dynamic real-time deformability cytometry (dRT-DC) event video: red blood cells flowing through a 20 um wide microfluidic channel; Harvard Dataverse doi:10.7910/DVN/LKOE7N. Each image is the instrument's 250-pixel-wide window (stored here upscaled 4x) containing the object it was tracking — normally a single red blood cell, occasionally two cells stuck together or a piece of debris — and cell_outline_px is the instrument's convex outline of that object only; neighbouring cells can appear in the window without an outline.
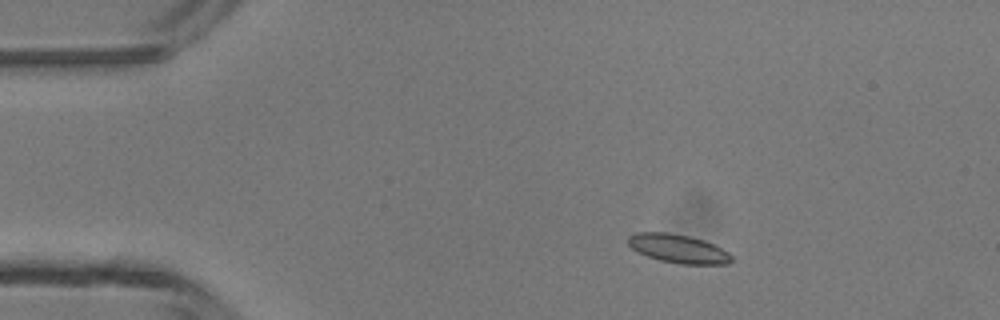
{"species": "common noctule bat (a hibernating species)", "species_latin": "Nyctalus noctula", "temperature_condition": "room temperature", "stored_images_in_passage": 5, "camera_frame_rate_fps": 3000, "um_per_image_px": 0.085, "animal": {"sex": "male", "body_mass_g": 13.3}, "frame": {"image": 1, "passage_image": 2, "time_ms": 1.333, "image_size_px": [1000, 320], "cell_outline_px": [[732, 260], [728, 264], [680, 264], [660, 260], [648, 256], [632, 248], [628, 244], [628, 236], [636, 232], [668, 232], [688, 236], [704, 240], [728, 252], [732, 256]], "centroid_in_image_um": [57.64, 21.13], "position_along_channel_um": 27.4, "area_um2": 17.11}}
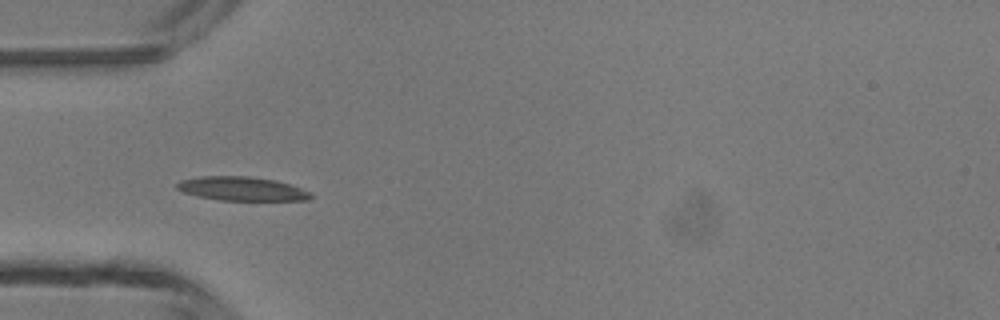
{"frame": {"image": 2, "passage_image": 4, "time_ms": 3.667, "image_size_px": [1000, 320], "cell_outline_px": [[312, 196], [308, 200], [220, 200], [200, 196], [184, 192], [176, 188], [176, 184], [180, 180], [200, 176], [248, 176], [276, 180], [312, 192]], "centroid_in_image_um": [20.56, 16.03], "position_along_channel_um": 64.4, "area_um2": 18.5}}
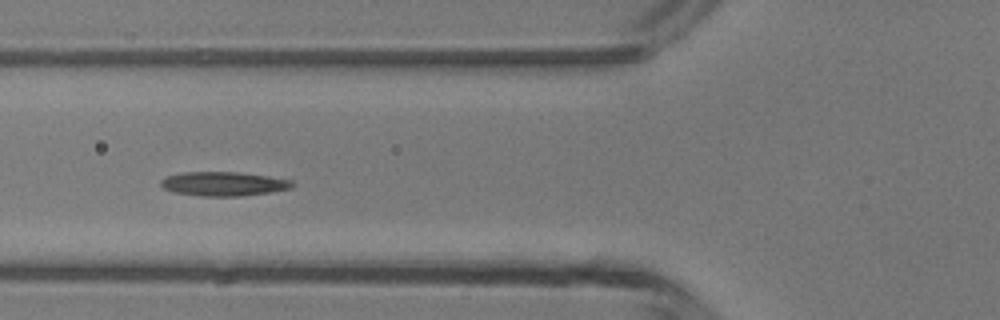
{"frame": {"image": 3, "passage_image": 5, "time_ms": 4.667, "image_size_px": [1000, 320], "cell_outline_px": [[292, 188], [268, 192], [240, 196], [200, 196], [176, 192], [164, 188], [160, 184], [160, 180], [164, 176], [180, 172], [236, 172], [268, 176], [292, 180]], "centroid_in_image_um": [18.95, 15.61], "position_along_channel_um": 106.8, "area_um2": 18.38}}